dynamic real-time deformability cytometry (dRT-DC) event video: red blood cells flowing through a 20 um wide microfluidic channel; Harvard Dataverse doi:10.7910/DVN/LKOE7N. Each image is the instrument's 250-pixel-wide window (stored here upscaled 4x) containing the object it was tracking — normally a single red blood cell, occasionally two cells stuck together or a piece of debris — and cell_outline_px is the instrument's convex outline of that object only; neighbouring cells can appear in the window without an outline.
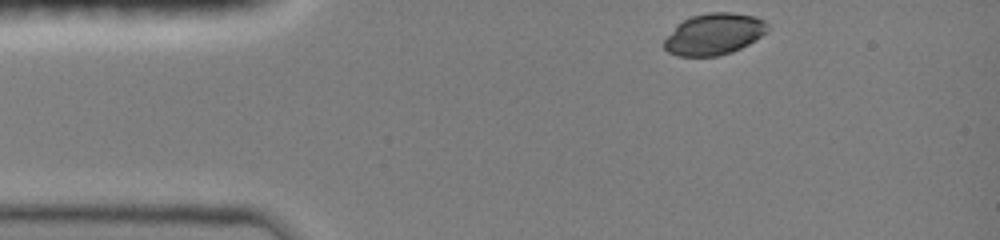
{"species": "common noctule bat (a hibernating species)", "species_latin": "Nyctalus noctula", "temperature_condition": "room temperature", "stored_images_in_passage": 8, "camera_frame_rate_fps": 3000, "um_per_image_px": 0.085, "animal": {"sex": "female", "body_mass_g": 19.0, "forearm_length_mm": 51.5}, "frame": {"image": 1, "passage_image": 1, "time_ms": 0.0, "image_size_px": [1000, 240], "cell_outline_px": [[768, 28], [760, 36], [748, 44], [732, 52], [720, 56], [676, 56], [668, 52], [664, 48], [664, 40], [676, 24], [692, 16], [708, 12], [732, 12], [756, 16], [764, 20], [768, 24]], "centroid_in_image_um": [60.67, 2.89], "position_along_channel_um": 24.3, "area_um2": 25.03}}
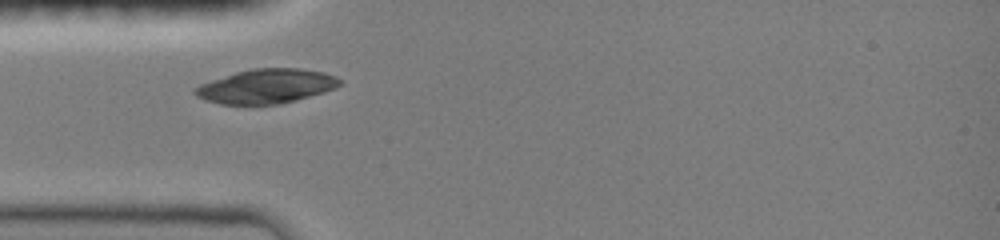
{"frame": {"image": 2, "passage_image": 7, "time_ms": 2.0, "image_size_px": [1000, 240], "cell_outline_px": [[344, 80], [336, 88], [324, 92], [280, 104], [220, 104], [204, 100], [196, 96], [192, 92], [200, 84], [236, 72], [252, 68], [300, 68], [324, 72], [336, 76]], "centroid_in_image_um": [22.66, 7.32], "position_along_channel_um": 62.3, "area_um2": 28.96}}